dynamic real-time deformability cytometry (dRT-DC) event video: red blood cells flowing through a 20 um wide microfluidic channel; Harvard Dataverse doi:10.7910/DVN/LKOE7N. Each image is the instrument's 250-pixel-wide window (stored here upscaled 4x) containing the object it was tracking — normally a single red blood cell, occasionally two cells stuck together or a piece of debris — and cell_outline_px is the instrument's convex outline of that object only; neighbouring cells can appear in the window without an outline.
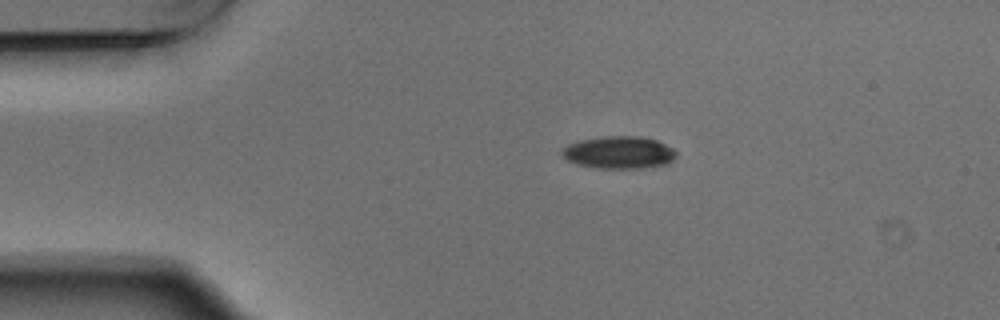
{"species": "Egyptian fruit bat (a non-hibernating species)", "species_latin": "Rousettus aegyptiacus", "temperature_condition": "warm", "stored_images_in_passage": 6, "camera_frame_rate_fps": 3000, "um_per_image_px": 0.085, "animal": {"sex": "male"}, "frame": {"image": 1, "passage_image": 1, "time_ms": 0.0, "image_size_px": [1000, 320], "cell_outline_px": [[676, 156], [672, 160], [664, 164], [640, 168], [600, 168], [580, 164], [568, 160], [560, 152], [560, 148], [568, 144], [580, 140], [600, 136], [640, 136], [656, 140], [672, 148], [676, 152]], "centroid_in_image_um": [52.58, 12.94], "position_along_channel_um": 32.4, "area_um2": 21.39}}
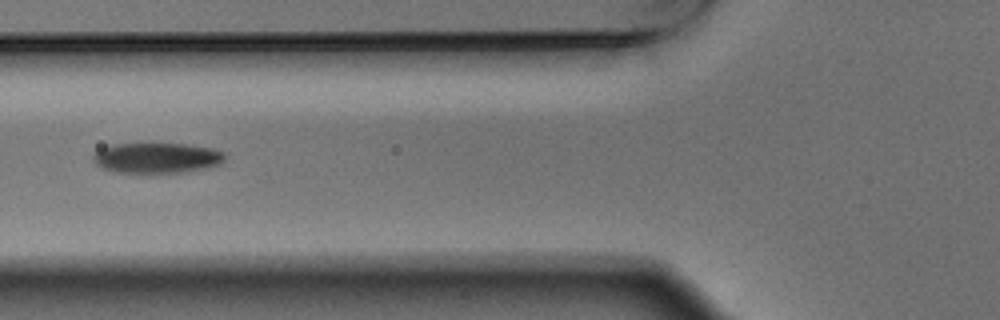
{"frame": {"image": 2, "passage_image": 3, "time_ms": 0.667, "image_size_px": [1000, 320], "cell_outline_px": [[224, 160], [220, 164], [204, 168], [184, 172], [116, 172], [104, 168], [96, 164], [92, 160], [92, 156], [100, 148], [112, 144], [148, 140], [188, 144], [212, 148], [224, 152]], "centroid_in_image_um": [13.29, 13.35], "position_along_channel_um": 112.5, "area_um2": 24.22}}
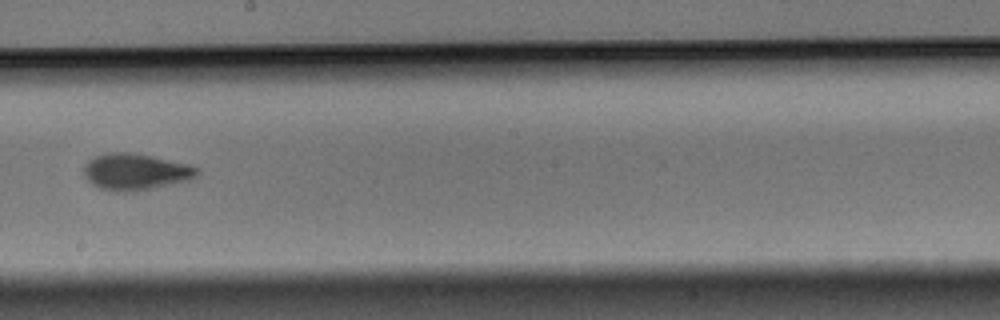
{"frame": {"image": 3, "passage_image": 6, "time_ms": 1.667, "image_size_px": [1000, 320], "cell_outline_px": [[200, 172], [192, 180], [136, 192], [116, 192], [100, 188], [92, 184], [84, 176], [84, 164], [88, 160], [96, 156], [108, 152], [132, 152], [152, 156], [188, 164], [196, 168]], "centroid_in_image_um": [11.52, 14.61], "position_along_channel_um": 236.7, "area_um2": 24.39}}